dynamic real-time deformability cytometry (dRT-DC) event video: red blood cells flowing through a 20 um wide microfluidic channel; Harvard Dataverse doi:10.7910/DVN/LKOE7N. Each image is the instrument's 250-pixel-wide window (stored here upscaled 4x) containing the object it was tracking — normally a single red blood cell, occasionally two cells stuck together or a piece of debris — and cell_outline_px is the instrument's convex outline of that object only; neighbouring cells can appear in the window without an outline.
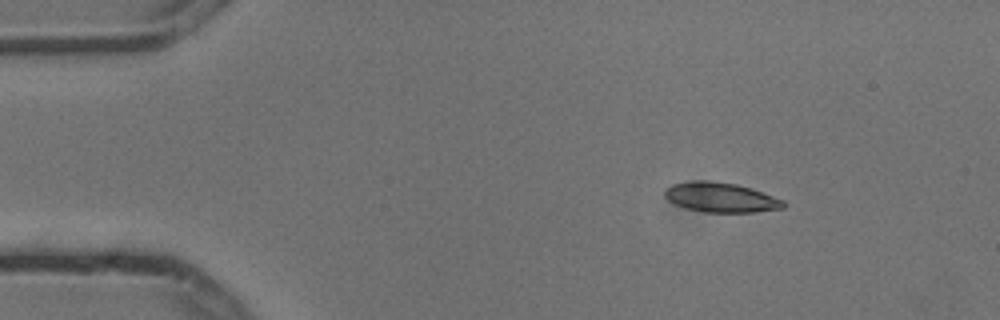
{"species": "common noctule bat (a hibernating species)", "species_latin": "Nyctalus noctula", "temperature_condition": "cold", "stored_images_in_passage": 5, "camera_frame_rate_fps": 3000, "um_per_image_px": 0.085, "animal": {"sex": "male", "body_mass_g": 13.3}, "frame": {"image": 1, "passage_image": 2, "time_ms": 0.333, "image_size_px": [1000, 320], "cell_outline_px": [[788, 204], [784, 208], [752, 212], [704, 212], [688, 208], [676, 204], [668, 200], [664, 196], [664, 188], [672, 184], [692, 180], [708, 180], [736, 184], [752, 188], [784, 200]], "centroid_in_image_um": [61.27, 16.76], "position_along_channel_um": 23.7, "area_um2": 20.69}}
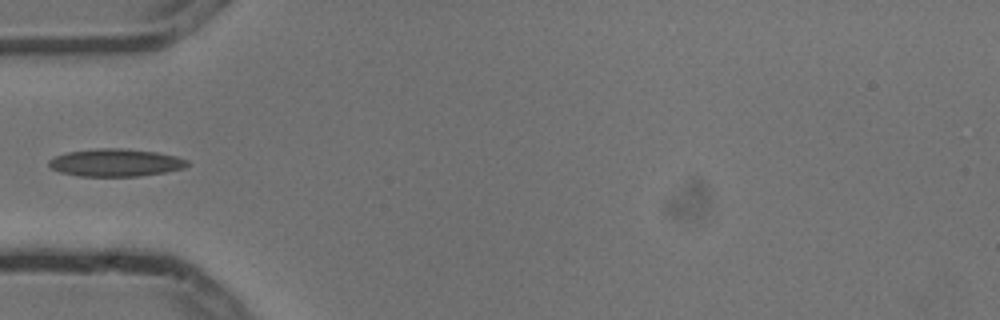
{"frame": {"image": 2, "passage_image": 5, "time_ms": 1.333, "image_size_px": [1000, 320], "cell_outline_px": [[188, 164], [184, 168], [164, 172], [136, 176], [80, 176], [60, 172], [52, 168], [48, 164], [48, 160], [56, 156], [68, 152], [96, 148], [120, 148], [156, 152], [176, 156], [188, 160]], "centroid_in_image_um": [9.82, 13.82], "position_along_channel_um": 75.2, "area_um2": 22.08}}